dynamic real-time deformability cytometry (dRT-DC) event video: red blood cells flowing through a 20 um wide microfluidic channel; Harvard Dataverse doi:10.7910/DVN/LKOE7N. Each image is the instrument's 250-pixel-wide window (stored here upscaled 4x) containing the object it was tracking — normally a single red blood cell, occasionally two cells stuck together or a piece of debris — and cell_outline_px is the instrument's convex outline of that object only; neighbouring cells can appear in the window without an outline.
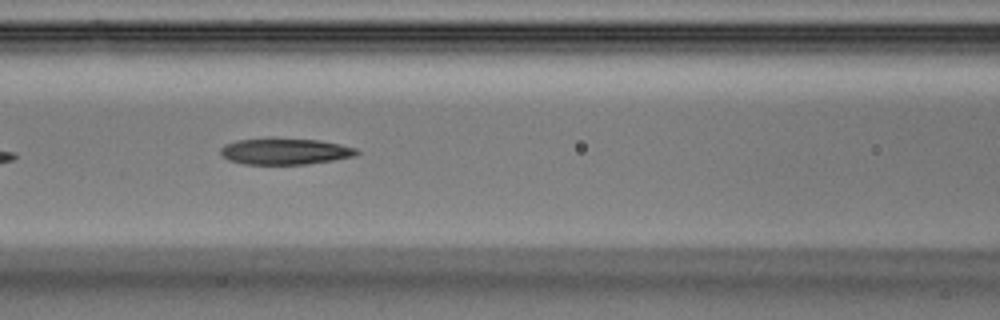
{"species": "Egyptian fruit bat (a non-hibernating species)", "species_latin": "Rousettus aegyptiacus", "temperature_condition": "warm", "stored_images_in_passage": 22, "camera_frame_rate_fps": 3000, "um_per_image_px": 0.085, "animal": {"sex": "male"}, "frame": {"image": 1, "passage_image": 10, "time_ms": 3.0, "image_size_px": [1000, 320], "cell_outline_px": [[360, 152], [356, 156], [332, 160], [304, 164], [244, 164], [228, 160], [220, 152], [220, 148], [224, 144], [236, 140], [316, 140], [340, 144], [356, 148]], "centroid_in_image_um": [24.23, 12.89], "position_along_channel_um": 142.4, "area_um2": 20.17}}
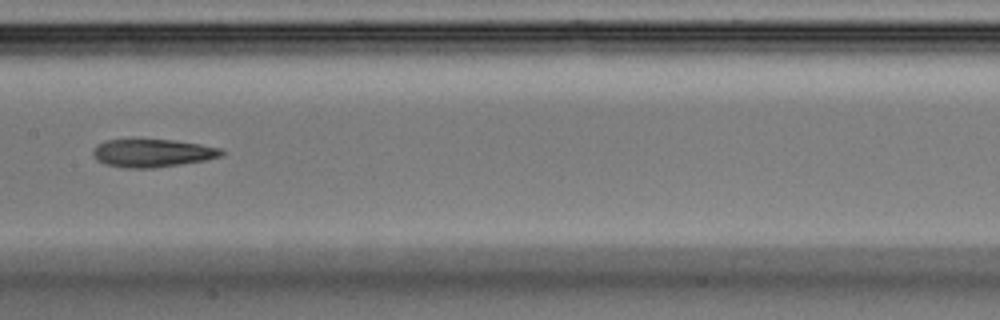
{"frame": {"image": 2, "passage_image": 13, "time_ms": 4.0, "image_size_px": [1000, 320], "cell_outline_px": [[224, 156], [204, 160], [180, 164], [152, 168], [124, 168], [104, 164], [96, 160], [92, 152], [92, 148], [96, 144], [104, 140], [172, 140], [200, 144], [220, 148], [224, 152]], "centroid_in_image_um": [12.91, 13.01], "position_along_channel_um": 194.5, "area_um2": 20.98}}